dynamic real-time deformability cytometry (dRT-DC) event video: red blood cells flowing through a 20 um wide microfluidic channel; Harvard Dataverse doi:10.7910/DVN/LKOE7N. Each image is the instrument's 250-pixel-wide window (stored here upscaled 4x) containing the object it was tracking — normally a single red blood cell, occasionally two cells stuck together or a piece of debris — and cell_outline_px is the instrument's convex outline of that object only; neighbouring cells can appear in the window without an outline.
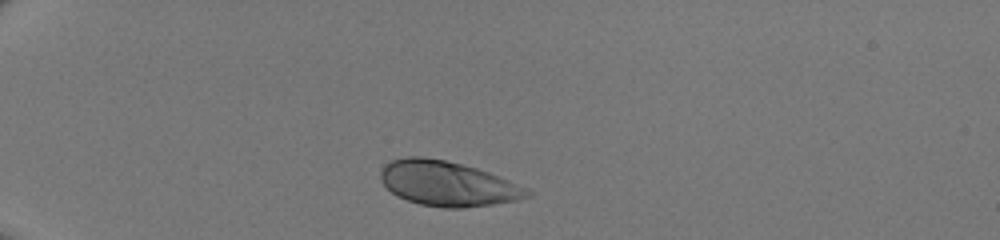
{"species": "human", "species_latin": "Homo sapiens", "temperature_condition": "room temperature", "stored_images_in_passage": 30, "camera_frame_rate_fps": 3000, "um_per_image_px": 0.085, "donor": {"sex": "male"}, "frame": {"image": 1, "passage_image": 1, "time_ms": 0.0, "image_size_px": [1000, 240], "cell_outline_px": [[532, 196], [516, 200], [492, 204], [464, 208], [444, 208], [420, 204], [396, 196], [380, 180], [380, 172], [384, 164], [392, 160], [408, 156], [420, 156], [444, 160], [476, 168], [488, 172], [528, 188], [532, 192]], "centroid_in_image_um": [38.04, 15.61], "position_along_channel_um": 47.0, "area_um2": 38.21}}
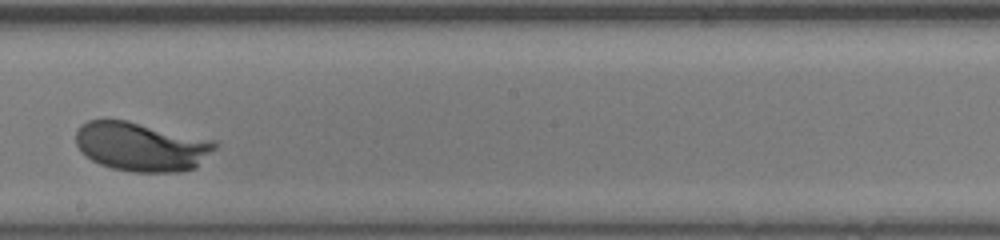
{"frame": {"image": 2, "passage_image": 18, "time_ms": 5.667, "image_size_px": [1000, 240], "cell_outline_px": [[220, 144], [196, 168], [176, 172], [132, 172], [112, 168], [100, 164], [92, 160], [80, 152], [76, 144], [76, 132], [80, 124], [88, 120], [128, 120], [216, 140]], "centroid_in_image_um": [12.04, 12.46], "position_along_channel_um": 236.2, "area_um2": 40.23}}
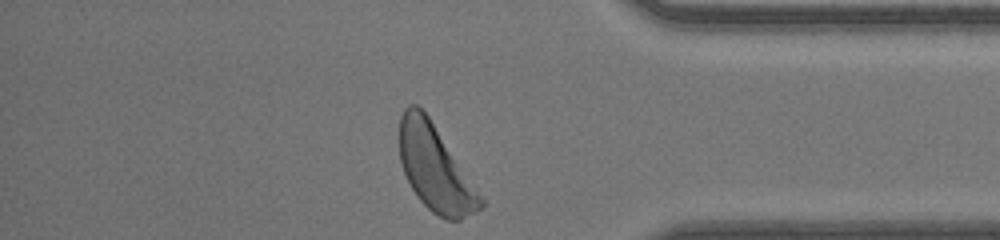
{"frame": {"image": 3, "passage_image": 30, "time_ms": 9.667, "image_size_px": [1000, 240], "cell_outline_px": [[484, 208], [460, 220], [448, 220], [432, 212], [416, 196], [404, 172], [400, 160], [400, 116], [404, 108], [408, 104], [416, 104], [428, 116], [484, 200]], "centroid_in_image_um": [36.98, 14.32], "position_along_channel_um": 398.2, "area_um2": 39.71}}